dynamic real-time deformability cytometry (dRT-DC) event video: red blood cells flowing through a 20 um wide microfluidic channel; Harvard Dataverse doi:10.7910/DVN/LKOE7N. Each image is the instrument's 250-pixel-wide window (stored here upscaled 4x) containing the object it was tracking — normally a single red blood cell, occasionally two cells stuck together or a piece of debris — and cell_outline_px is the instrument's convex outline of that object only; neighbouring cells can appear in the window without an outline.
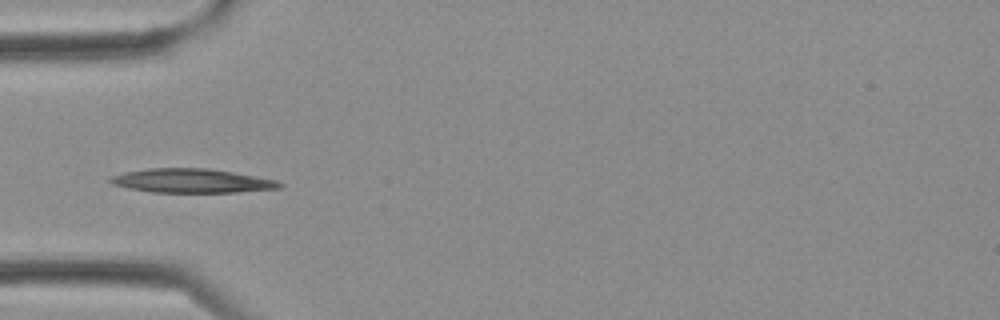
{"species": "Egyptian fruit bat (a non-hibernating species)", "species_latin": "Rousettus aegyptiacus", "temperature_condition": "cold", "stored_images_in_passage": 3, "camera_frame_rate_fps": 3000, "um_per_image_px": 0.085, "frame": {"image": 1, "passage_image": 3, "time_ms": 0.667, "image_size_px": [1000, 320], "cell_outline_px": [[284, 188], [236, 192], [152, 192], [128, 188], [112, 184], [108, 180], [108, 176], [124, 172], [148, 168], [208, 168], [256, 176], [276, 180], [284, 184]], "centroid_in_image_um": [16.29, 15.36], "position_along_channel_um": 68.7, "area_um2": 23.81}}